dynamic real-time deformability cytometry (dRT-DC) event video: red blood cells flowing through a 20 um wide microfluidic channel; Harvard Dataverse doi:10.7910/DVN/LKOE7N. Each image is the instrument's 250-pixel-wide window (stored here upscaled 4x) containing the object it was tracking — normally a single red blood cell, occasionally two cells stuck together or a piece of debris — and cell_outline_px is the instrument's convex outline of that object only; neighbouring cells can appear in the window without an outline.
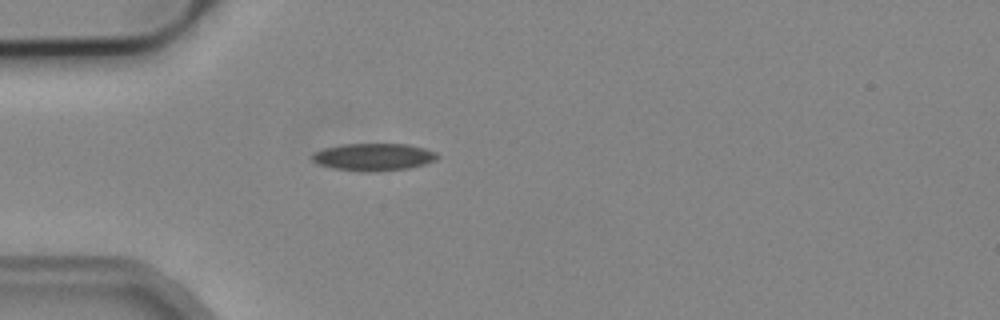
{"species": "common noctule bat (a hibernating species)", "species_latin": "Nyctalus noctula", "temperature_condition": "cold", "stored_images_in_passage": 4, "camera_frame_rate_fps": 3000, "um_per_image_px": 0.085, "animal": {"sex": "male", "body_mass_g": 19.2, "forearm_length_mm": 51.8}, "frame": {"image": 1, "passage_image": 4, "time_ms": 3.667, "image_size_px": [1000, 320], "cell_outline_px": [[440, 156], [436, 160], [424, 164], [408, 168], [368, 172], [364, 172], [332, 168], [320, 164], [312, 160], [312, 152], [324, 148], [344, 144], [408, 144], [424, 148], [436, 152]], "centroid_in_image_um": [31.76, 13.34], "position_along_channel_um": 53.2, "area_um2": 19.94}}